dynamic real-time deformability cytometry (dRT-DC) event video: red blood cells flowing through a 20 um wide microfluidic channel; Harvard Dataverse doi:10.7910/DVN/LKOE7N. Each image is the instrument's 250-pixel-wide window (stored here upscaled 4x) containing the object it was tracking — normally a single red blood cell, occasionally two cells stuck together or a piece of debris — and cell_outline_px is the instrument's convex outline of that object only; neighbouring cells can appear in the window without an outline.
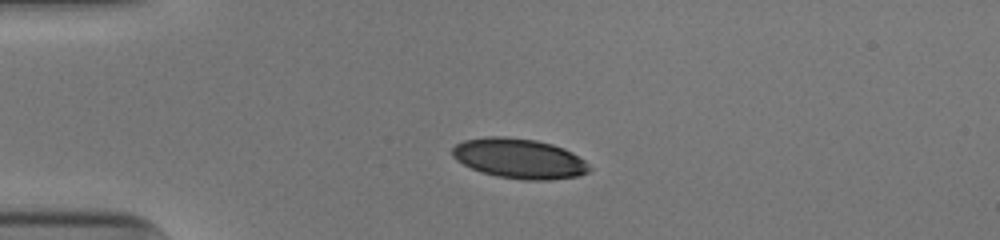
{"species": "human", "species_latin": "Homo sapiens", "temperature_condition": "cold", "stored_images_in_passage": 40, "camera_frame_rate_fps": 3000, "um_per_image_px": 0.085, "donor": {"sex": "male"}, "frame": {"image": 1, "passage_image": 1, "time_ms": 0.0, "image_size_px": [1000, 240], "cell_outline_px": [[592, 168], [588, 172], [580, 176], [548, 180], [524, 180], [496, 176], [472, 168], [456, 160], [452, 156], [452, 148], [456, 144], [464, 140], [488, 136], [504, 136], [536, 140], [552, 144], [564, 148], [572, 152], [584, 160]], "centroid_in_image_um": [44.15, 13.47], "position_along_channel_um": 40.8, "area_um2": 31.96}}
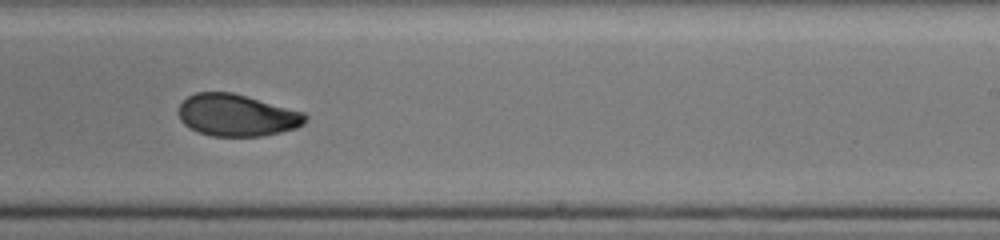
{"frame": {"image": 2, "passage_image": 21, "time_ms": 6.667, "image_size_px": [1000, 240], "cell_outline_px": [[308, 120], [304, 124], [296, 128], [264, 136], [212, 136], [200, 132], [184, 124], [180, 120], [180, 104], [188, 96], [196, 92], [232, 92], [248, 96], [304, 112], [308, 116]], "centroid_in_image_um": [20.18, 9.79], "position_along_channel_um": 268.8, "area_um2": 30.98}}
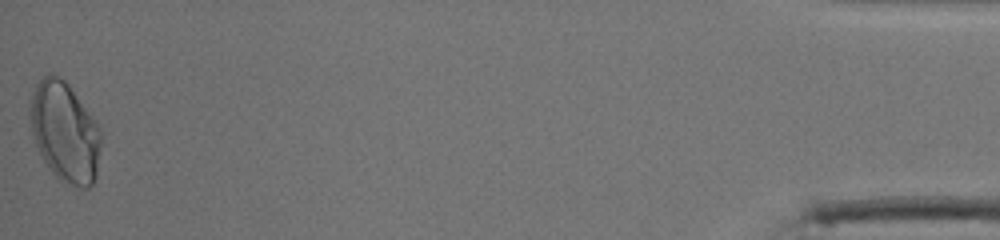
{"frame": {"image": 3, "passage_image": 40, "time_ms": 13.0, "image_size_px": [1000, 240], "cell_outline_px": [[100, 144], [96, 176], [92, 184], [88, 188], [80, 188], [60, 180], [48, 168], [36, 144], [32, 132], [28, 104], [28, 100], [36, 84], [48, 72], [52, 72], [60, 76], [68, 84], [96, 120], [100, 128]], "centroid_in_image_um": [5.49, 11.18], "position_along_channel_um": 429.7, "area_um2": 41.38}, "authors_computed_cell_mechanics": {"area_um2": 32.2813, "velocity_mm_per_s": 3.9517, "shape_relaxation_time_tau1_ms": 10.3102, "shape_relaxation_time_tau2_ms": 2.0888, "deformation_change_tau1": 0.2443, "deformation_change_tau2": 0.0569}}